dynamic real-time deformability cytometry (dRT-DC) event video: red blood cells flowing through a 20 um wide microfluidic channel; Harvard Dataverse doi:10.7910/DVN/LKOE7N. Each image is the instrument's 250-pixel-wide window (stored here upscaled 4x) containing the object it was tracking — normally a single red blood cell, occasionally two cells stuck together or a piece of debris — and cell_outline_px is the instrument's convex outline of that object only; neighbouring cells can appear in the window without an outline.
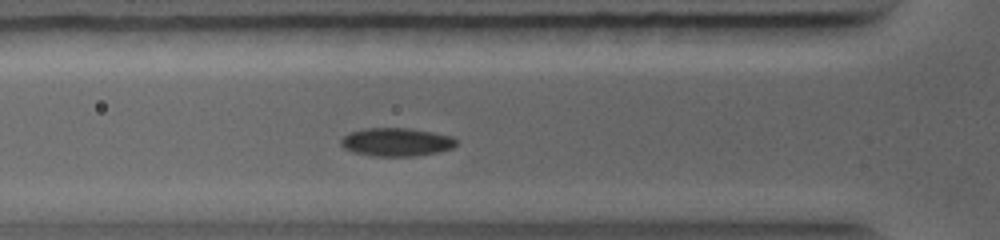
{"species": "common noctule bat (a hibernating species)", "species_latin": "Nyctalus noctula", "temperature_condition": "warm", "stored_images_in_passage": 31, "camera_frame_rate_fps": 5000, "um_per_image_px": 0.085, "animal": {"sex": "female", "body_mass_g": 19.0, "forearm_length_mm": 56.7}, "frame": {"image": 1, "passage_image": 9, "time_ms": 2.6, "image_size_px": [1000, 240], "cell_outline_px": [[456, 144], [452, 148], [440, 152], [416, 156], [376, 156], [352, 152], [344, 148], [340, 144], [340, 140], [348, 132], [364, 128], [408, 128], [432, 132], [452, 136], [456, 140]], "centroid_in_image_um": [33.67, 12.07], "position_along_channel_um": 92.1, "area_um2": 19.13}}
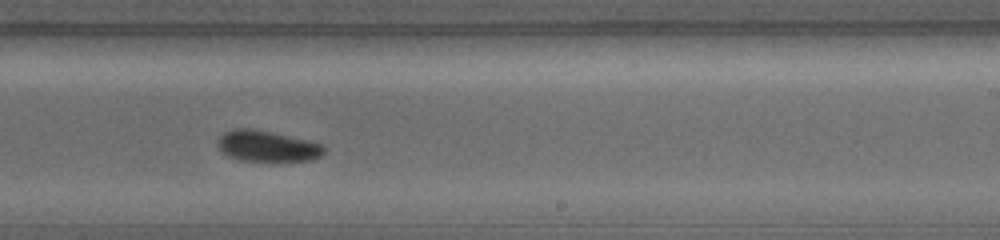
{"frame": {"image": 2, "passage_image": 20, "time_ms": 6.0, "image_size_px": [1000, 240], "cell_outline_px": [[324, 152], [320, 156], [312, 160], [280, 164], [240, 160], [228, 156], [216, 144], [216, 140], [224, 132], [236, 128], [252, 128], [272, 132], [308, 140], [320, 144], [324, 148]], "centroid_in_image_um": [22.72, 12.47], "position_along_channel_um": 266.3, "area_um2": 19.94}}
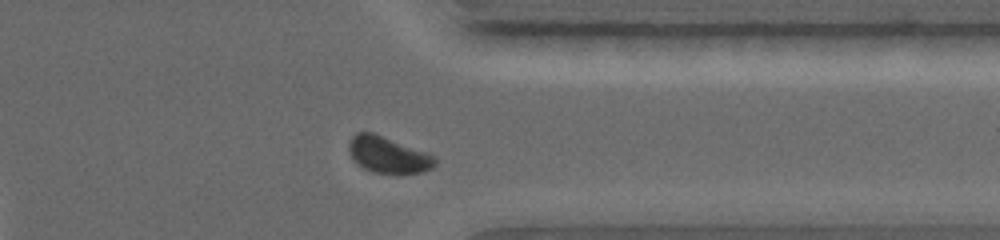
{"frame": {"image": 3, "passage_image": 28, "time_ms": 8.2, "image_size_px": [1000, 240], "cell_outline_px": [[436, 164], [432, 168], [420, 172], [400, 176], [372, 172], [364, 168], [352, 156], [348, 148], [348, 144], [352, 136], [356, 132], [372, 132], [428, 152], [436, 156]], "centroid_in_image_um": [33.04, 13.19], "position_along_channel_um": 378.4, "area_um2": 18.61}}